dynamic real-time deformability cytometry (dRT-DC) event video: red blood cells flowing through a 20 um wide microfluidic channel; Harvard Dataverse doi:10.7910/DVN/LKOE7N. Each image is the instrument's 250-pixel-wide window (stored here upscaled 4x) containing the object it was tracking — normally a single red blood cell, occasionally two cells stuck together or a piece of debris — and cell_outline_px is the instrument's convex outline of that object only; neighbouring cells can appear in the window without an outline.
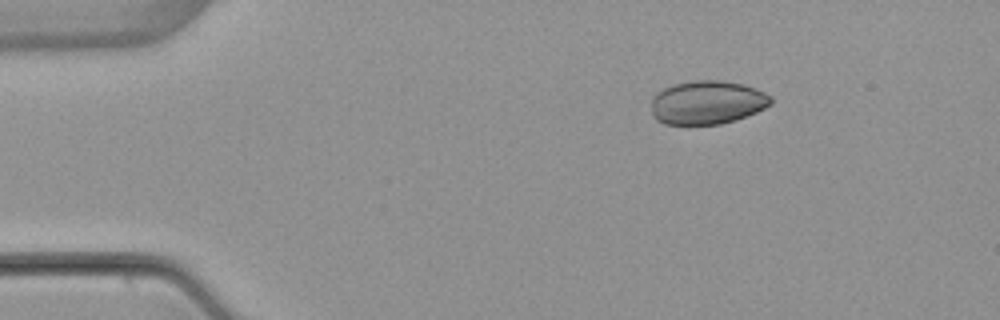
{"species": "common noctule bat (a hibernating species)", "species_latin": "Nyctalus noctula", "temperature_condition": "warm", "stored_images_in_passage": 3, "camera_frame_rate_fps": 3000, "um_per_image_px": 0.085, "animal": {"sex": "female", "body_mass_g": 22.7, "forearm_length_mm": 54.2}, "frame": {"image": 1, "passage_image": 1, "time_ms": 0.0, "image_size_px": [1000, 320], "cell_outline_px": [[772, 104], [756, 112], [736, 120], [720, 124], [664, 124], [656, 120], [652, 116], [652, 96], [656, 92], [672, 84], [696, 80], [720, 80], [744, 84], [756, 88], [772, 96]], "centroid_in_image_um": [60.11, 8.7], "position_along_channel_um": 24.9, "area_um2": 30.69}}